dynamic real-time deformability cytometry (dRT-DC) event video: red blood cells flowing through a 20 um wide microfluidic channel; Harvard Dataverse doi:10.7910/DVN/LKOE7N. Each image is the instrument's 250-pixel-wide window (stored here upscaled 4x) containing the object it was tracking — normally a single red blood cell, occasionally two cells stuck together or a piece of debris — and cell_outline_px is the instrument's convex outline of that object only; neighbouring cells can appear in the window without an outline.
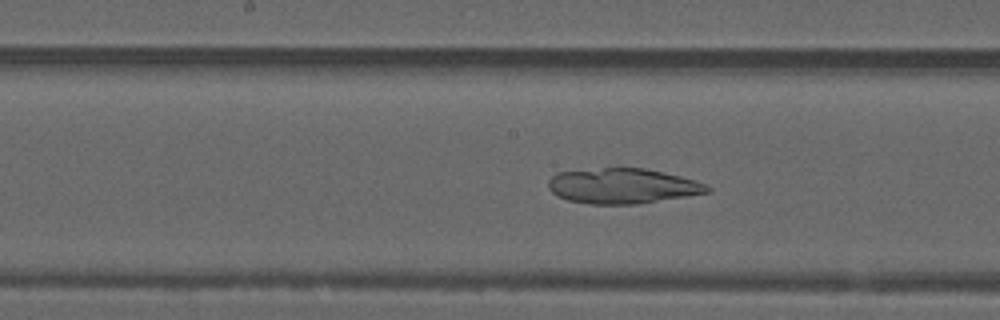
{"species": "common noctule bat (a hibernating species)", "species_latin": "Nyctalus noctula", "temperature_condition": "warm", "stored_images_in_passage": 45, "camera_frame_rate_fps": 3000, "um_per_image_px": 0.085, "animal": {"sex": "male", "forearm_length_mm": 52.5}, "frame": {"image": 1, "passage_image": 19, "time_ms": 6.0, "image_size_px": [1000, 320], "cell_outline_px": [[712, 192], [636, 204], [588, 204], [568, 200], [556, 196], [548, 188], [548, 180], [556, 172], [604, 168], [644, 168], [664, 172], [696, 180], [712, 188]], "centroid_in_image_um": [52.91, 15.81], "position_along_channel_um": 195.3, "area_um2": 32.71}}
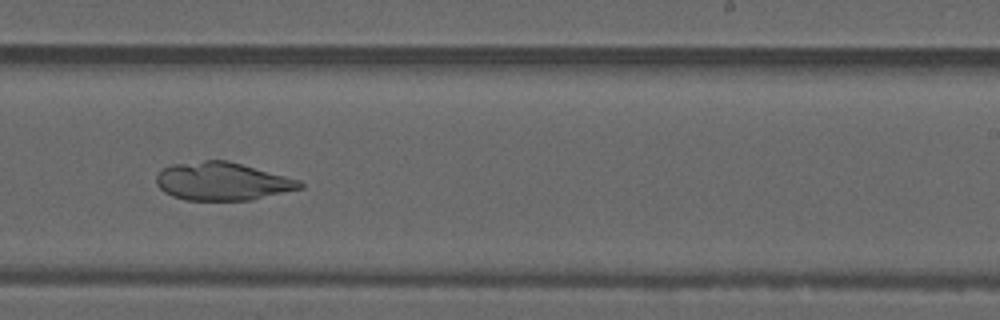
{"frame": {"image": 2, "passage_image": 25, "time_ms": 8.0, "image_size_px": [1000, 320], "cell_outline_px": [[304, 188], [252, 200], [184, 200], [172, 196], [164, 192], [156, 184], [156, 176], [160, 168], [172, 164], [204, 160], [228, 160], [300, 180], [304, 184]], "centroid_in_image_um": [18.88, 15.41], "position_along_channel_um": 270.1, "area_um2": 32.14}}
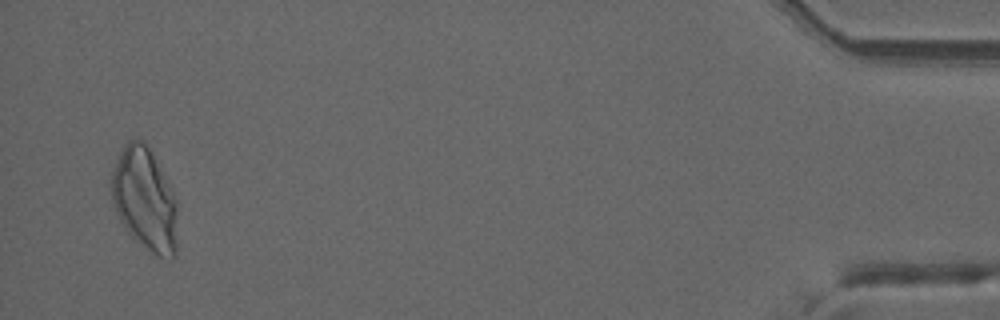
{"frame": {"image": 3, "passage_image": 44, "time_ms": 14.333, "image_size_px": [1000, 320], "cell_outline_px": [[176, 256], [160, 256], [152, 252], [136, 240], [124, 228], [112, 204], [108, 180], [120, 152], [124, 144], [128, 140], [140, 136], [148, 144], [168, 180], [176, 200]], "centroid_in_image_um": [12.26, 16.84], "position_along_channel_um": 422.9, "area_um2": 40.06}}